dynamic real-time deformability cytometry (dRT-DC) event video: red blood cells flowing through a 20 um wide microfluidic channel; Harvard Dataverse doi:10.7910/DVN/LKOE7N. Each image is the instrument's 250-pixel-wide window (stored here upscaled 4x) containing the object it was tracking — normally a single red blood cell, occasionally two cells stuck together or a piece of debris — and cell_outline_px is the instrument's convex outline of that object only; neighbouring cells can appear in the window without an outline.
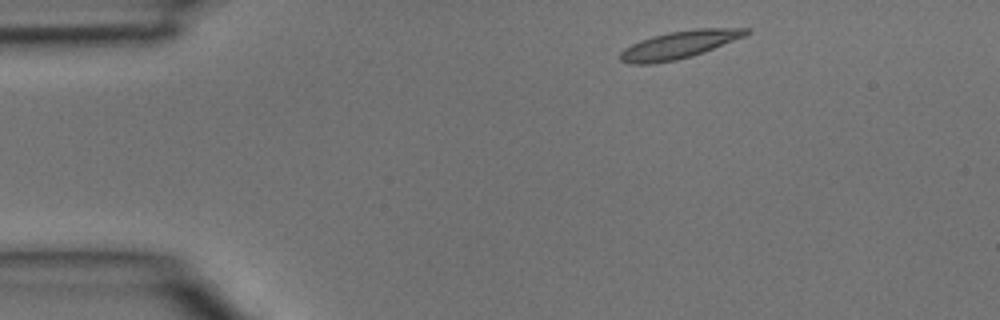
{"species": "common noctule bat (a hibernating species)", "species_latin": "Nyctalus noctula", "temperature_condition": "room temperature", "stored_images_in_passage": 2, "camera_frame_rate_fps": 3000, "um_per_image_px": 0.085, "animal": {"sex": "male", "body_mass_g": 15.6}, "frame": {"image": 1, "passage_image": 1, "time_ms": 0.0, "image_size_px": [1000, 320], "cell_outline_px": [[752, 32], [744, 36], [704, 52], [692, 56], [676, 60], [652, 64], [628, 64], [620, 60], [620, 52], [624, 48], [640, 40], [652, 36], [668, 32], [696, 28], [752, 28]], "centroid_in_image_um": [57.72, 3.8], "position_along_channel_um": 27.3, "area_um2": 20.35}}